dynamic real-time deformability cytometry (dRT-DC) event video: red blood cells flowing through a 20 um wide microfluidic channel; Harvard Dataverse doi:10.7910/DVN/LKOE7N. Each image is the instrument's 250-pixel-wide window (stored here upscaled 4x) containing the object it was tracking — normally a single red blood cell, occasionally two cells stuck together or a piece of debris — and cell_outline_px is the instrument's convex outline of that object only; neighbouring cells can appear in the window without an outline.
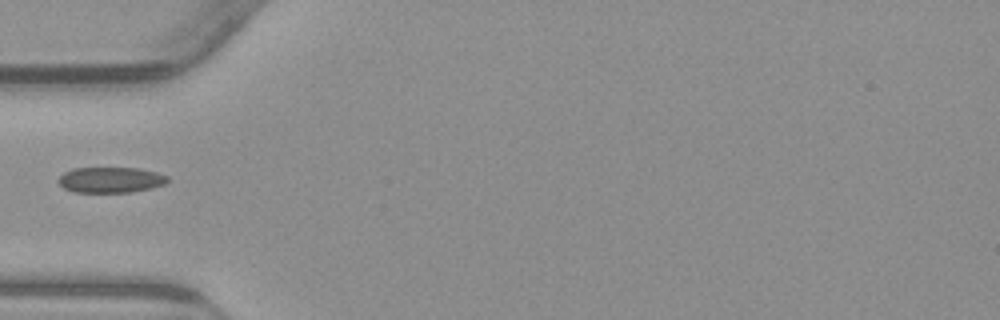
{"species": "common noctule bat (a hibernating species)", "species_latin": "Nyctalus noctula", "temperature_condition": "warm", "stored_images_in_passage": 37, "camera_frame_rate_fps": 3000, "um_per_image_px": 0.085, "animal": {"sex": "male", "body_mass_g": 23.1, "forearm_length_mm": 52.7}, "frame": {"image": 1, "passage_image": 1, "time_ms": 0.0, "image_size_px": [1000, 320], "cell_outline_px": [[168, 180], [164, 184], [152, 188], [132, 192], [76, 192], [64, 188], [56, 180], [64, 172], [72, 168], [140, 168], [156, 172], [168, 176]], "centroid_in_image_um": [9.4, 15.28], "position_along_channel_um": 75.6, "area_um2": 16.36}}
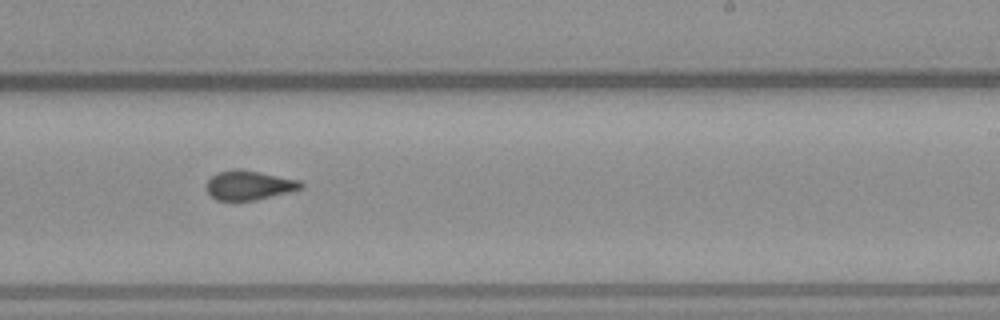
{"frame": {"image": 2, "passage_image": 16, "time_ms": 5.0, "image_size_px": [1000, 320], "cell_outline_px": [[304, 184], [300, 188], [256, 200], [216, 200], [208, 192], [208, 180], [212, 176], [220, 172], [236, 168], [240, 168], [300, 180]], "centroid_in_image_um": [21.16, 15.73], "position_along_channel_um": 267.8, "area_um2": 15.78}}
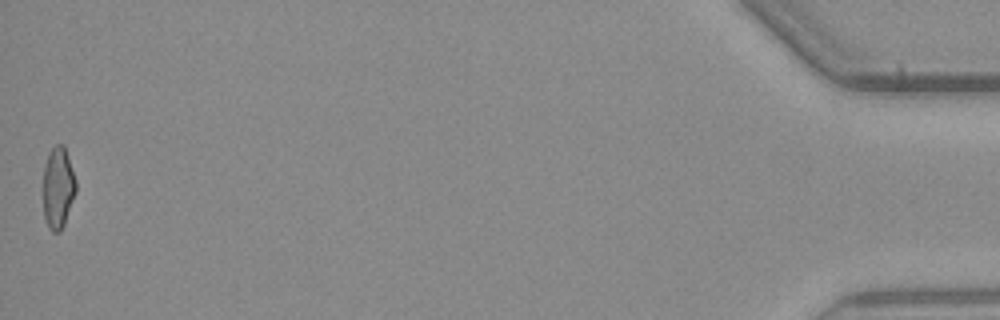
{"frame": {"image": 3, "passage_image": 37, "time_ms": 12.0, "image_size_px": [1000, 320], "cell_outline_px": [[76, 192], [64, 224], [60, 232], [52, 232], [48, 228], [44, 220], [44, 164], [48, 152], [56, 144], [64, 144], [76, 180]], "centroid_in_image_um": [4.93, 15.95], "position_along_channel_um": 430.3, "area_um2": 15.66}}